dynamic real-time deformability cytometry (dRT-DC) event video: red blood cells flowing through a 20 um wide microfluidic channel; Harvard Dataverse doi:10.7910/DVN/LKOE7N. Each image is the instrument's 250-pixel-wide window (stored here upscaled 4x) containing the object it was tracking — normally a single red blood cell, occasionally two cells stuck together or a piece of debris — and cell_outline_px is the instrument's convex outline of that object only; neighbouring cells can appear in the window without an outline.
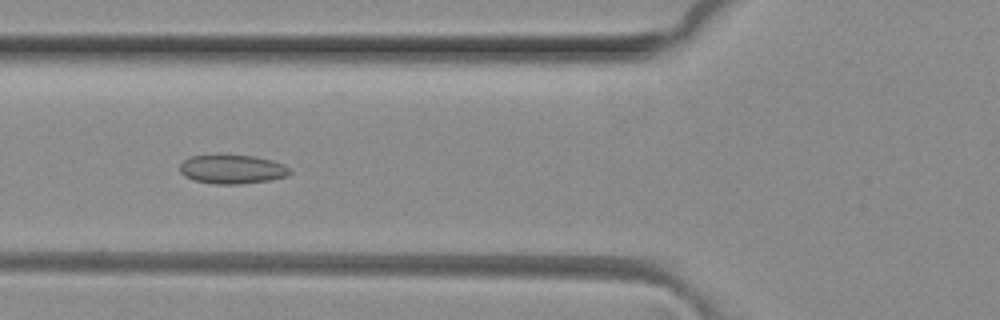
{"species": "common noctule bat (a hibernating species)", "species_latin": "Nyctalus noctula", "temperature_condition": "room temperature", "stored_images_in_passage": 5, "camera_frame_rate_fps": 3000, "um_per_image_px": 0.085, "animal": {"sex": "female", "body_mass_g": 29.2, "forearm_length_mm": 56.3}, "frame": {"image": 1, "passage_image": 3, "time_ms": 0.667, "image_size_px": [1000, 320], "cell_outline_px": [[292, 172], [288, 176], [268, 180], [240, 184], [216, 184], [196, 180], [184, 176], [180, 172], [180, 164], [188, 156], [256, 156], [272, 160], [284, 164], [292, 168]], "centroid_in_image_um": [19.78, 14.39], "position_along_channel_um": 106.0, "area_um2": 18.44}}
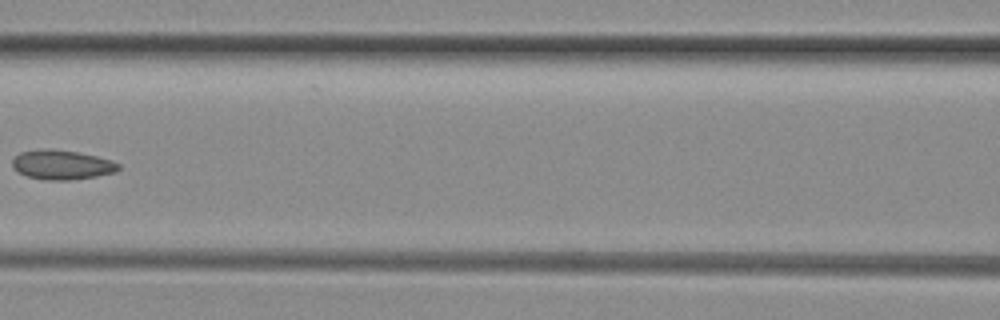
{"frame": {"image": 2, "passage_image": 4, "time_ms": 1.0, "image_size_px": [1000, 320], "cell_outline_px": [[120, 168], [116, 172], [96, 176], [72, 180], [44, 180], [28, 176], [12, 168], [12, 160], [20, 152], [40, 148], [48, 148], [76, 152], [96, 156], [112, 160], [120, 164]], "centroid_in_image_um": [5.26, 14.0], "position_along_channel_um": 161.3, "area_um2": 18.32}}
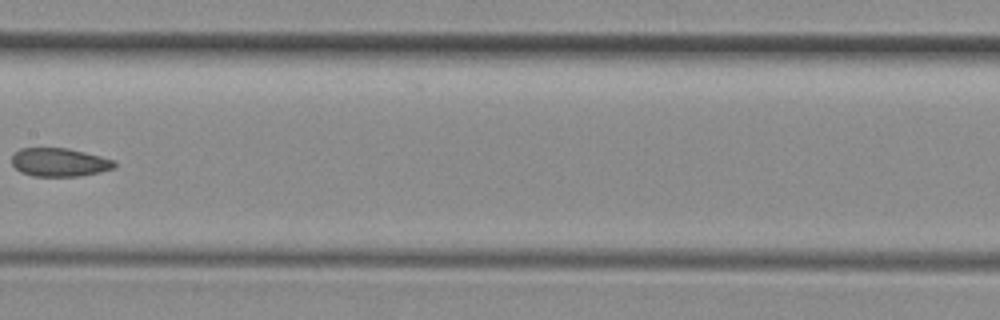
{"frame": {"image": 3, "passage_image": 5, "time_ms": 1.333, "image_size_px": [1000, 320], "cell_outline_px": [[116, 168], [100, 172], [80, 176], [32, 176], [20, 172], [12, 164], [12, 152], [20, 148], [68, 148], [116, 160]], "centroid_in_image_um": [5.05, 13.79], "position_along_channel_um": 202.4, "area_um2": 17.22}}